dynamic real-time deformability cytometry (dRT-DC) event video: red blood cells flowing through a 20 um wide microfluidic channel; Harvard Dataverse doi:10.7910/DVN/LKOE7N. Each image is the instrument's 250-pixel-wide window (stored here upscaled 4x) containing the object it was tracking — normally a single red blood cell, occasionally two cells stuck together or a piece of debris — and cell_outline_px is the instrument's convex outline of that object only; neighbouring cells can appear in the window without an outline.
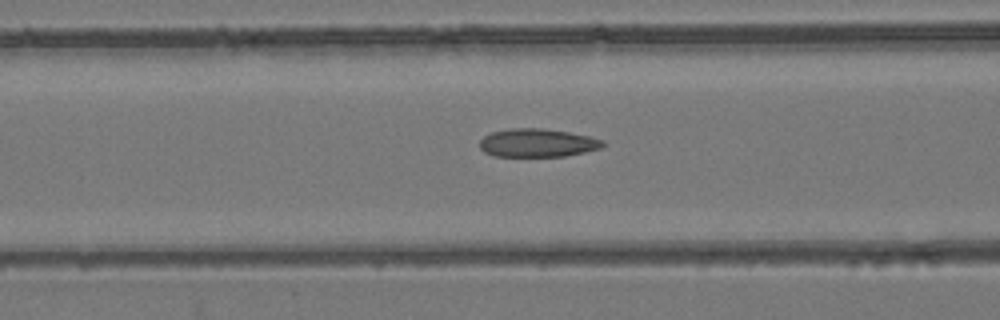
{"species": "common noctule bat (a hibernating species)", "species_latin": "Nyctalus noctula", "temperature_condition": "room temperature", "stored_images_in_passage": 44, "camera_frame_rate_fps": 3000, "um_per_image_px": 0.085, "animal": {"sex": "female", "body_mass_g": 24.6, "forearm_length_mm": 56.2}, "frame": {"image": 1, "passage_image": 12, "time_ms": 3.667, "image_size_px": [1000, 320], "cell_outline_px": [[604, 144], [600, 148], [584, 152], [564, 156], [496, 156], [484, 152], [480, 148], [480, 140], [484, 136], [492, 132], [508, 128], [540, 128], [568, 132], [588, 136], [604, 140]], "centroid_in_image_um": [45.66, 12.14], "position_along_channel_um": 120.9, "area_um2": 20.17}}
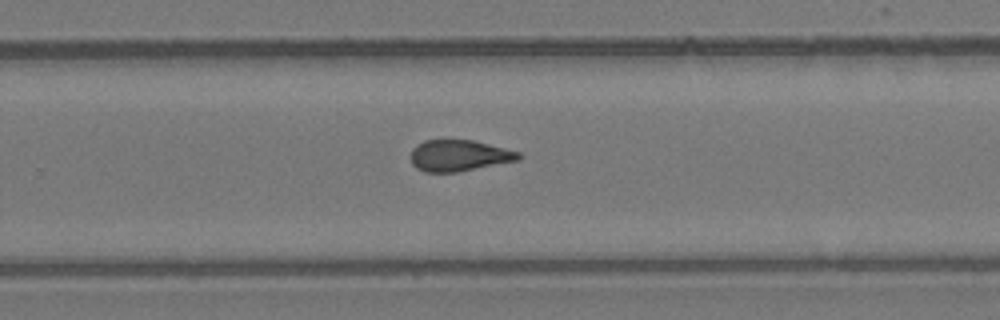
{"frame": {"image": 2, "passage_image": 25, "time_ms": 8.0, "image_size_px": [1000, 320], "cell_outline_px": [[524, 156], [520, 160], [456, 172], [424, 172], [416, 168], [412, 164], [412, 148], [416, 144], [424, 140], [472, 140], [520, 152]], "centroid_in_image_um": [39.03, 13.22], "position_along_channel_um": 290.8, "area_um2": 19.65}}
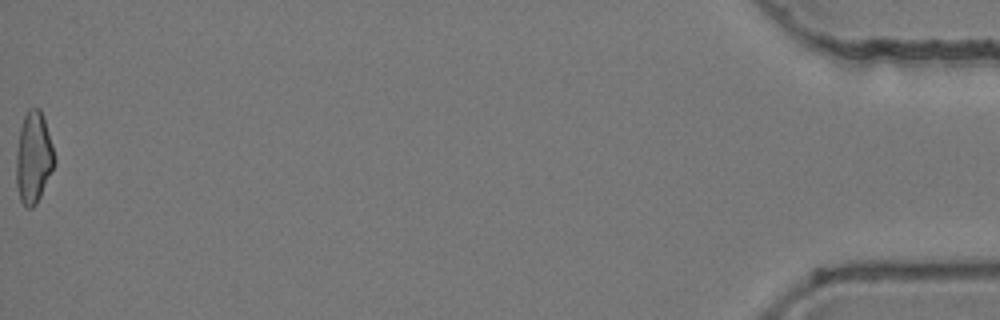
{"frame": {"image": 3, "passage_image": 44, "time_ms": 14.333, "image_size_px": [1000, 320], "cell_outline_px": [[56, 160], [40, 196], [36, 204], [32, 208], [24, 208], [20, 200], [16, 184], [16, 152], [20, 128], [24, 116], [28, 108], [40, 108], [52, 144]], "centroid_in_image_um": [2.83, 13.41], "position_along_channel_um": 432.4, "area_um2": 20.29}, "authors_computed_cell_mechanics": {"area_um2": 20.1722, "velocity_mm_per_s": 3.9203, "shape_relaxation_time_tau1_ms": null, "shape_relaxation_time_tau2_ms": 2.6259, "deformation_change_tau1": null, "deformation_change_tau2": 0.1033}}